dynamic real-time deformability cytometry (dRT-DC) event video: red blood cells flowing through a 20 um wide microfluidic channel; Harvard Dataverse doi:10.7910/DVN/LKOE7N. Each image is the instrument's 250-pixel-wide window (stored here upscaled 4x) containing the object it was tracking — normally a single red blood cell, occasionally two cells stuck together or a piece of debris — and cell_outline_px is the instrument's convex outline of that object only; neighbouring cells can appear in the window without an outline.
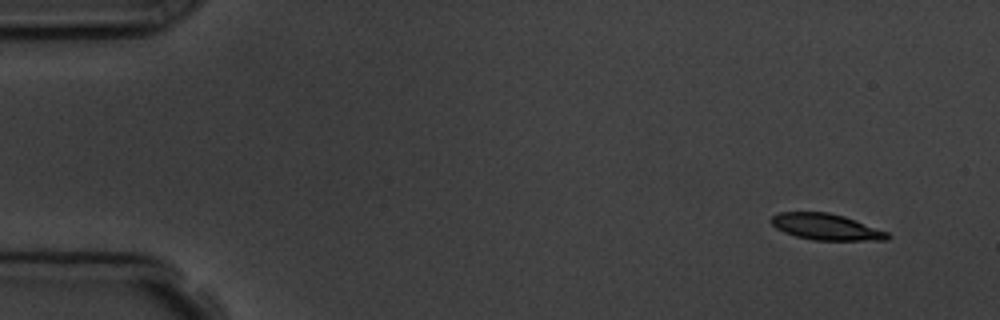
{"species": "common noctule bat (a hibernating species)", "species_latin": "Nyctalus noctula", "temperature_condition": "room temperature", "stored_images_in_passage": 7, "camera_frame_rate_fps": 3000, "um_per_image_px": 0.085, "animal": {"sex": "male", "body_mass_g": 19.5, "forearm_length_mm": 54.6}, "frame": {"image": 1, "passage_image": 1, "time_ms": 0.0, "image_size_px": [1000, 320], "cell_outline_px": [[892, 236], [888, 240], [812, 240], [796, 236], [784, 232], [776, 228], [772, 224], [772, 216], [780, 212], [828, 212], [844, 216], [856, 220], [888, 232]], "centroid_in_image_um": [70.25, 19.29], "position_along_channel_um": 14.8, "area_um2": 17.74}}
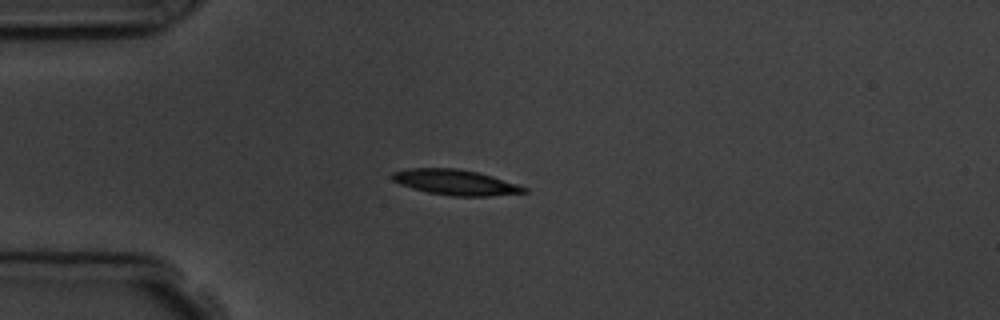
{"frame": {"image": 2, "passage_image": 4, "time_ms": 3.333, "image_size_px": [1000, 320], "cell_outline_px": [[528, 192], [488, 196], [452, 196], [428, 192], [412, 188], [400, 184], [392, 180], [392, 172], [408, 168], [456, 168], [476, 172], [492, 176], [520, 184], [528, 188]], "centroid_in_image_um": [38.74, 15.49], "position_along_channel_um": 46.3, "area_um2": 19.54}}
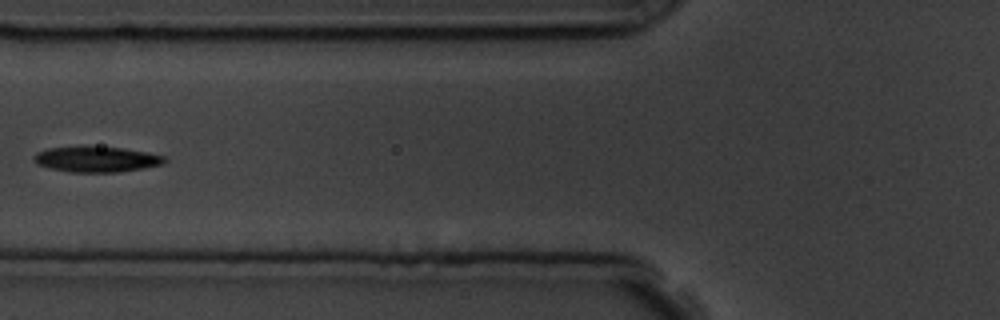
{"frame": {"image": 3, "passage_image": 6, "time_ms": 5.667, "image_size_px": [1000, 320], "cell_outline_px": [[168, 160], [164, 164], [144, 168], [116, 172], [72, 172], [52, 168], [36, 164], [32, 160], [32, 156], [36, 152], [48, 148], [84, 144], [124, 148], [148, 152], [164, 156]], "centroid_in_image_um": [8.18, 13.5], "position_along_channel_um": 117.6, "area_um2": 20.17}}